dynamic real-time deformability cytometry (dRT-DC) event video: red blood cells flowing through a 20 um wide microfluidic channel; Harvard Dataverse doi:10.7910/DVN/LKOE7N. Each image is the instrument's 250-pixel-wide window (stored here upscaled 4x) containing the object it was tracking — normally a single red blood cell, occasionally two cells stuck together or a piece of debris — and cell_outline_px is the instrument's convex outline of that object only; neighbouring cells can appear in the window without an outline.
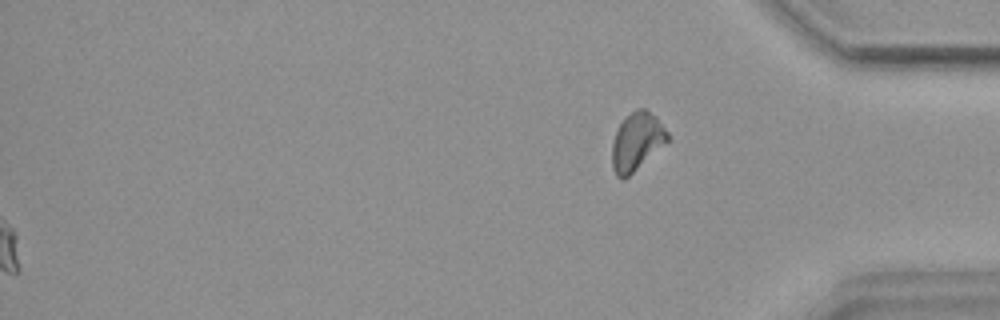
{"species": "common noctule bat (a hibernating species)", "species_latin": "Nyctalus noctula", "temperature_condition": "warm", "stored_images_in_passage": 54, "segment_of_instrument_passage": [2, 2], "camera_frame_rate_fps": 3000, "um_per_image_px": 0.085, "animal": {"sex": "female", "body_mass_g": 18.4}, "frame": {"image": 1, "passage_image": 54, "time_ms": 17.667, "image_size_px": [1000, 320], "cell_outline_px": [[668, 140], [624, 180], [620, 180], [616, 176], [612, 168], [612, 144], [616, 132], [620, 124], [636, 108], [644, 108], [656, 116], [668, 132]], "centroid_in_image_um": [54.1, 12.04], "position_along_channel_um": 381.1, "area_um2": 18.38}}